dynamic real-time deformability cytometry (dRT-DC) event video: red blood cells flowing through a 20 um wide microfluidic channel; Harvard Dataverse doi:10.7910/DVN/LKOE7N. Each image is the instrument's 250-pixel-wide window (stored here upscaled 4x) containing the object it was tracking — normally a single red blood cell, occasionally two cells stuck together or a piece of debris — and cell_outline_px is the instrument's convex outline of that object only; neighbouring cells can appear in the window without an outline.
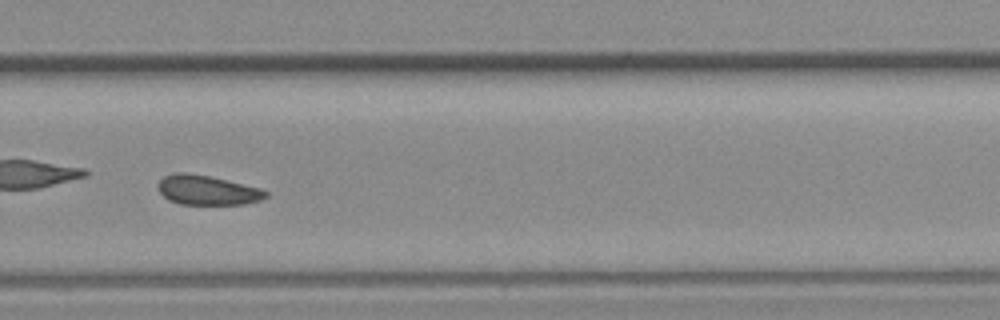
{"species": "common noctule bat (a hibernating species)", "species_latin": "Nyctalus noctula", "temperature_condition": "room temperature", "stored_images_in_passage": 34, "camera_frame_rate_fps": 3000, "um_per_image_px": 0.085, "animal": {"sex": "female", "body_mass_g": 19.3, "forearm_length_mm": 54.1}, "frame": {"image": 1, "passage_image": 20, "time_ms": 6.333, "image_size_px": [1000, 320], "cell_outline_px": [[268, 196], [260, 200], [244, 204], [180, 204], [168, 200], [160, 192], [156, 184], [164, 176], [176, 172], [188, 172], [208, 176], [260, 188], [268, 192]], "centroid_in_image_um": [17.58, 16.16], "position_along_channel_um": 312.2, "area_um2": 18.5}}